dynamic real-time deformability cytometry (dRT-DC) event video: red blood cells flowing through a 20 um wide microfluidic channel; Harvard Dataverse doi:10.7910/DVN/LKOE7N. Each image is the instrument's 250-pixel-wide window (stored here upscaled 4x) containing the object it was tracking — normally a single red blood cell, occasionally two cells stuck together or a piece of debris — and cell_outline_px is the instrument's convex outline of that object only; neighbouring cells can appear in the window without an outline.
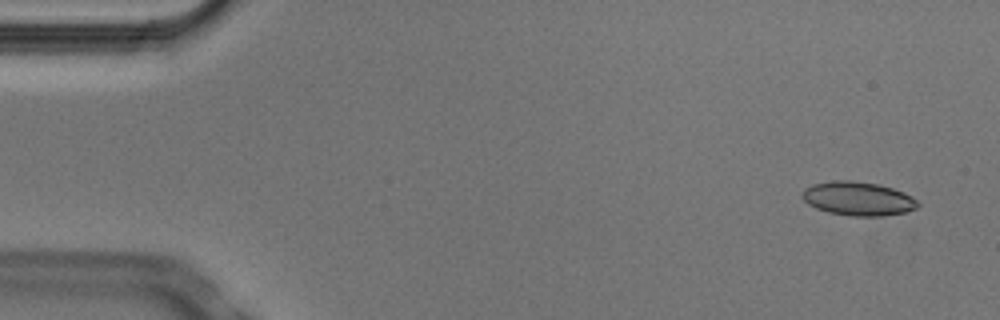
{"species": "Egyptian fruit bat (a non-hibernating species)", "species_latin": "Rousettus aegyptiacus", "temperature_condition": "cold", "stored_images_in_passage": 5, "camera_frame_rate_fps": 3000, "um_per_image_px": 0.085, "animal": {"sex": "male"}, "frame": {"image": 1, "passage_image": 1, "time_ms": 0.0, "image_size_px": [1000, 320], "cell_outline_px": [[920, 204], [916, 208], [904, 212], [880, 216], [852, 216], [828, 212], [816, 208], [808, 204], [800, 196], [804, 188], [812, 184], [832, 180], [852, 180], [880, 184], [904, 192], [912, 196]], "centroid_in_image_um": [72.91, 16.87], "position_along_channel_um": 12.1, "area_um2": 22.95}}
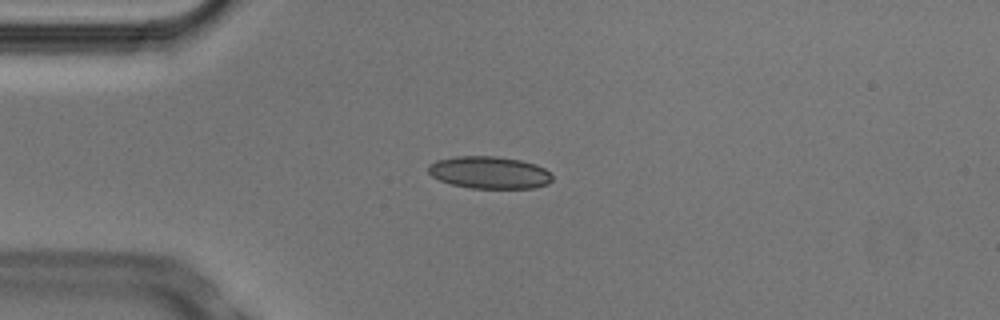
{"frame": {"image": 2, "passage_image": 3, "time_ms": 0.667, "image_size_px": [1000, 320], "cell_outline_px": [[552, 180], [548, 184], [532, 188], [472, 188], [452, 184], [440, 180], [432, 176], [428, 172], [428, 164], [436, 160], [456, 156], [496, 156], [520, 160], [536, 164], [544, 168], [552, 176]], "centroid_in_image_um": [41.58, 14.66], "position_along_channel_um": 43.4, "area_um2": 23.29}}
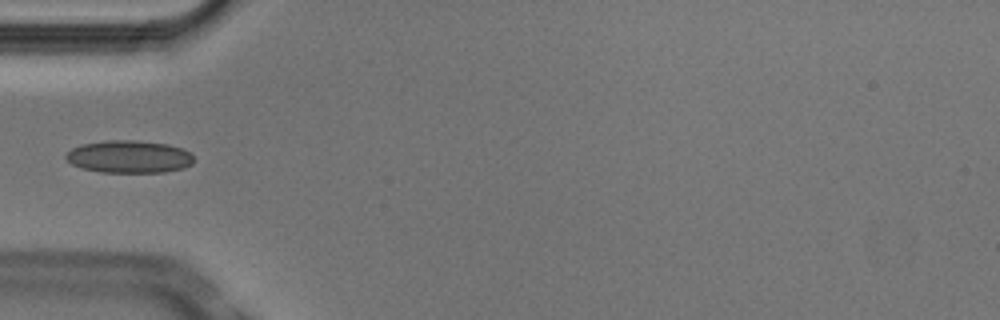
{"frame": {"image": 3, "passage_image": 4, "time_ms": 1.0, "image_size_px": [1000, 320], "cell_outline_px": [[192, 164], [184, 168], [164, 172], [100, 172], [80, 168], [72, 164], [64, 156], [72, 148], [80, 144], [108, 140], [136, 140], [168, 144], [184, 148], [192, 156]], "centroid_in_image_um": [10.96, 13.31], "position_along_channel_um": 74.0, "area_um2": 24.33}}